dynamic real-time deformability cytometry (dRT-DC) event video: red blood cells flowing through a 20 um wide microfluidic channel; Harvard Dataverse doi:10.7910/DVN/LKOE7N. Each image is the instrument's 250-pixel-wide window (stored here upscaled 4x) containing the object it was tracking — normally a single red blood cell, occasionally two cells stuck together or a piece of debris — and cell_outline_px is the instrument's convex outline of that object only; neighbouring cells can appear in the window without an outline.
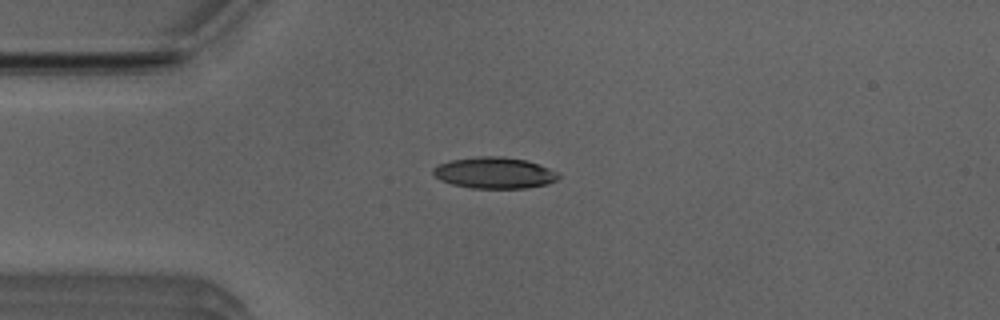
{"species": "Egyptian fruit bat (a non-hibernating species)", "species_latin": "Rousettus aegyptiacus", "temperature_condition": "room temperature", "stored_images_in_passage": 39, "camera_frame_rate_fps": 3000, "um_per_image_px": 0.085, "animal": {"sex": "male"}, "frame": {"image": 1, "passage_image": 2, "time_ms": 0.333, "image_size_px": [1000, 320], "cell_outline_px": [[560, 176], [556, 180], [548, 184], [524, 188], [472, 188], [452, 184], [440, 180], [432, 176], [432, 168], [440, 164], [452, 160], [476, 156], [500, 156], [524, 160], [548, 168], [556, 172]], "centroid_in_image_um": [41.97, 14.7], "position_along_channel_um": 43.0, "area_um2": 22.72}}
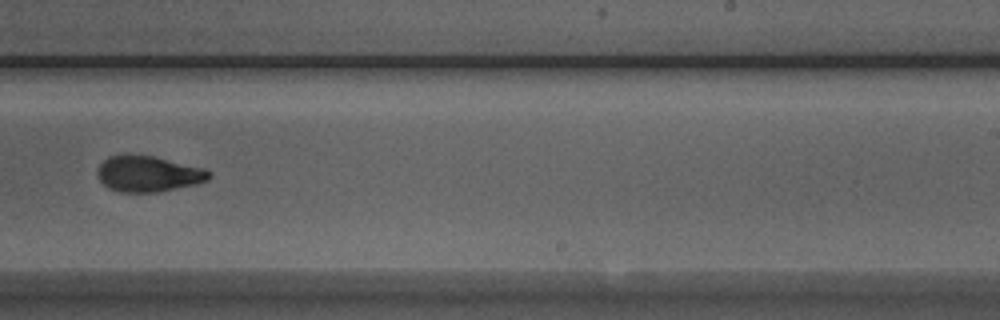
{"frame": {"image": 2, "passage_image": 21, "time_ms": 6.667, "image_size_px": [1000, 320], "cell_outline_px": [[212, 176], [208, 180], [196, 184], [156, 192], [120, 192], [108, 188], [96, 176], [96, 168], [108, 156], [124, 152], [128, 152], [152, 156], [204, 168], [212, 172]], "centroid_in_image_um": [12.55, 14.74], "position_along_channel_um": 276.5, "area_um2": 23.81}}
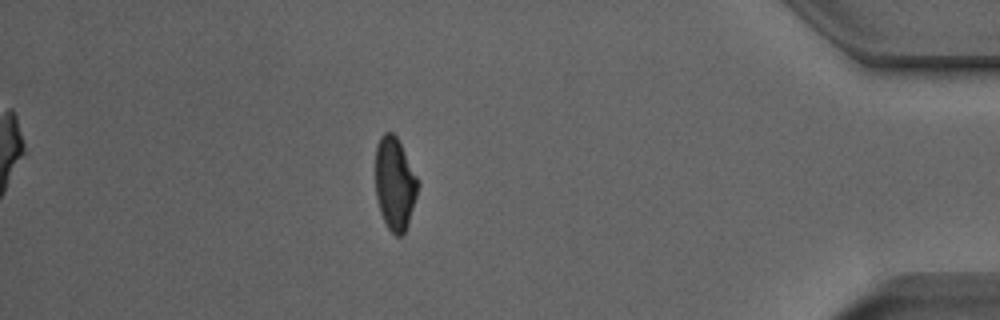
{"frame": {"image": 3, "passage_image": 34, "time_ms": 11.0, "image_size_px": [1000, 320], "cell_outline_px": [[420, 184], [408, 224], [404, 232], [400, 236], [396, 236], [388, 228], [380, 212], [376, 196], [376, 144], [380, 136], [384, 132], [392, 132], [396, 136], [420, 180]], "centroid_in_image_um": [33.57, 15.59], "position_along_channel_um": 401.6, "area_um2": 23.06}, "authors_computed_cell_mechanics": {"area_um2": 23.7558, "velocity_mm_per_s": 3.9847, "shape_relaxation_time_tau1_ms": 4.6525, "shape_relaxation_time_tau2_ms": 2.3858, "deformation_change_tau1": 0.1611, "deformation_change_tau2": 0.0877}}